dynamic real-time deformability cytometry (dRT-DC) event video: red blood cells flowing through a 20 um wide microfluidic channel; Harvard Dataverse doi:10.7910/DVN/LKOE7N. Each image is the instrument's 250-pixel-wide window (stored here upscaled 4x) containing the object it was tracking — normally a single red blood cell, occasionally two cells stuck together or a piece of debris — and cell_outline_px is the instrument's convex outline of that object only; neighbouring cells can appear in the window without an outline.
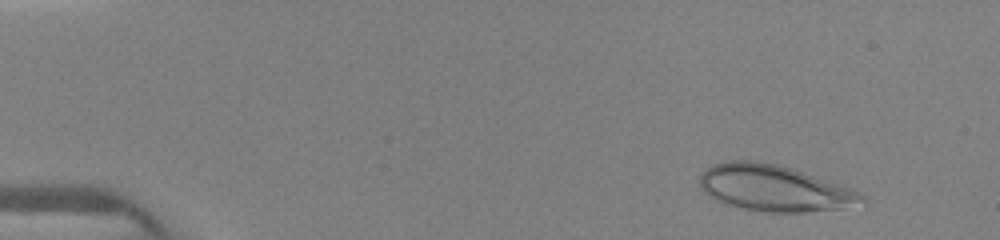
{"species": "human", "species_latin": "Homo sapiens", "temperature_condition": "warm", "stored_images_in_passage": 5, "camera_frame_rate_fps": 3000, "um_per_image_px": 0.085, "donor": {"sex": "female"}, "frame": {"image": 1, "passage_image": 2, "time_ms": 0.333, "image_size_px": [1000, 240], "cell_outline_px": [[868, 200], [844, 208], [804, 212], [764, 212], [740, 208], [724, 204], [708, 196], [700, 188], [700, 176], [708, 168], [724, 160], [756, 160], [776, 164], [792, 168], [852, 188], [864, 196]], "centroid_in_image_um": [65.79, 15.99], "position_along_channel_um": 19.2, "area_um2": 43.75}}